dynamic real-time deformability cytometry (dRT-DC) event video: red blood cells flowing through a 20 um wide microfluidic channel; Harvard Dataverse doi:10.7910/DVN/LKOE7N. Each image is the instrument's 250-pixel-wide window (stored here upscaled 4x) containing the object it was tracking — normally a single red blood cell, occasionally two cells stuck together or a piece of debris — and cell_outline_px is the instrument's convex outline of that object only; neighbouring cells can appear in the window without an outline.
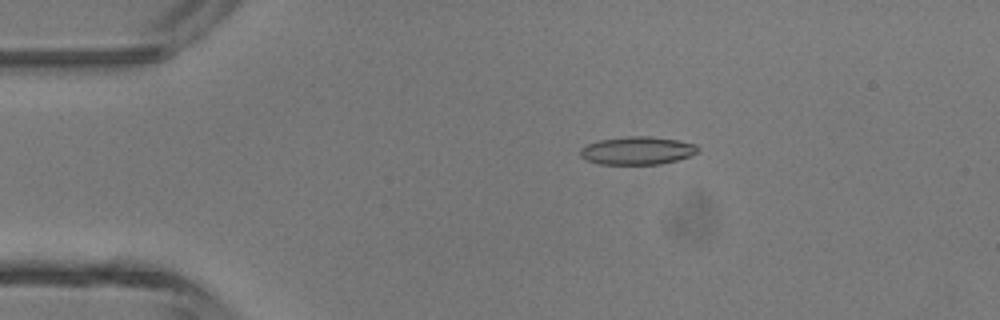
{"species": "common noctule bat (a hibernating species)", "species_latin": "Nyctalus noctula", "temperature_condition": "room temperature", "stored_images_in_passage": 3, "camera_frame_rate_fps": 3000, "um_per_image_px": 0.085, "animal": {"sex": "male", "body_mass_g": 13.3}, "frame": {"image": 1, "passage_image": 2, "time_ms": 0.333, "image_size_px": [1000, 320], "cell_outline_px": [[700, 148], [696, 152], [688, 156], [676, 160], [660, 164], [600, 164], [588, 160], [580, 156], [580, 148], [588, 144], [600, 140], [628, 136], [648, 136], [676, 140], [696, 144]], "centroid_in_image_um": [54.16, 12.8], "position_along_channel_um": 30.8, "area_um2": 18.96}}